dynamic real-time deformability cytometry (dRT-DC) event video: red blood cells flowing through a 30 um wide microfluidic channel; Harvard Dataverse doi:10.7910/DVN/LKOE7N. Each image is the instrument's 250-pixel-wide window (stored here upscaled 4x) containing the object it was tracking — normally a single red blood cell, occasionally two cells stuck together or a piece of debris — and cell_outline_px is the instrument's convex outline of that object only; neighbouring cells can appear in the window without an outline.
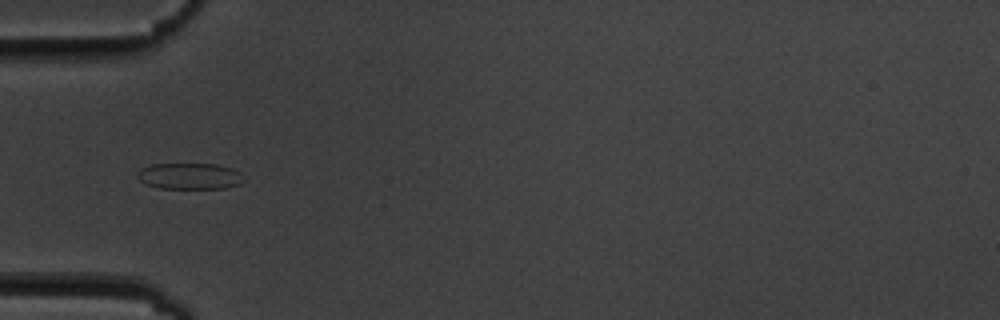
{"species": "common noctule bat (a hibernating species)", "species_latin": "Nyctalus noctula", "temperature_condition": "cold", "stored_images_in_passage": 5, "camera_frame_rate_fps": 3000, "um_per_image_px": 0.085, "animal": {"sex": "male", "body_mass_g": 19.5, "forearm_length_mm": 54.6}, "frame": {"image": 1, "passage_image": 1, "time_ms": 0.0, "image_size_px": [1000, 320], "cell_outline_px": [[244, 180], [240, 184], [224, 188], [160, 188], [144, 184], [136, 176], [140, 168], [152, 164], [216, 164], [232, 168], [240, 172]], "centroid_in_image_um": [16.1, 14.97], "position_along_channel_um": 68.9, "area_um2": 16.3}}
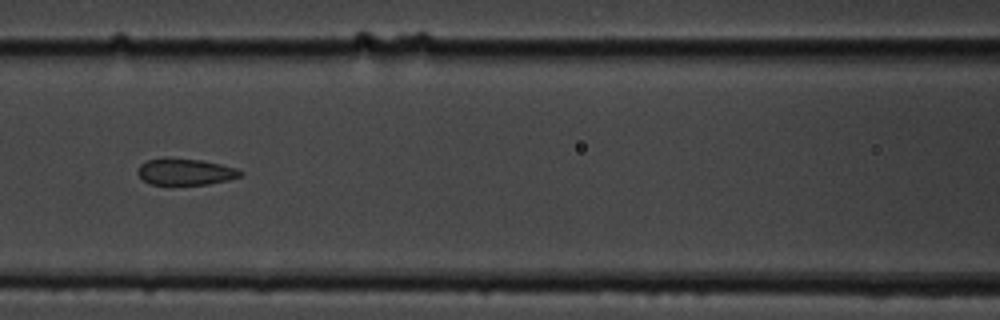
{"frame": {"image": 2, "passage_image": 3, "time_ms": 2.333, "image_size_px": [1000, 320], "cell_outline_px": [[244, 172], [240, 176], [228, 180], [208, 184], [152, 184], [144, 180], [136, 172], [140, 164], [148, 160], [164, 156], [204, 160], [236, 168]], "centroid_in_image_um": [15.74, 14.57], "position_along_channel_um": 150.9, "area_um2": 16.01}}
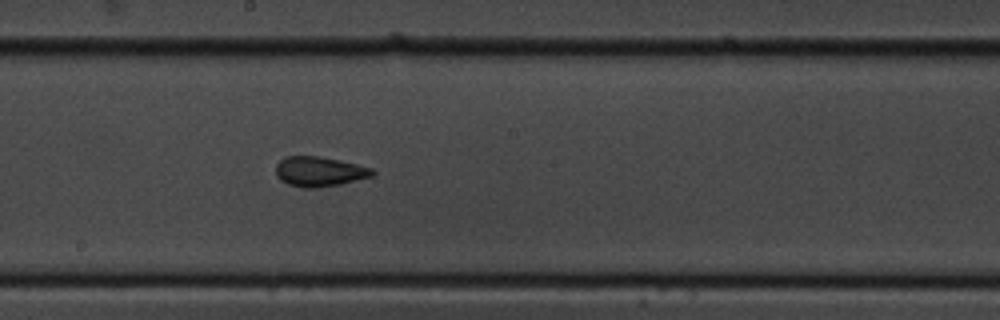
{"frame": {"image": 3, "passage_image": 5, "time_ms": 4.333, "image_size_px": [1000, 320], "cell_outline_px": [[376, 172], [372, 176], [340, 184], [316, 188], [304, 188], [288, 184], [280, 180], [276, 176], [276, 164], [284, 156], [316, 156], [340, 160], [372, 168]], "centroid_in_image_um": [27.12, 14.58], "position_along_channel_um": 221.1, "area_um2": 16.82}}